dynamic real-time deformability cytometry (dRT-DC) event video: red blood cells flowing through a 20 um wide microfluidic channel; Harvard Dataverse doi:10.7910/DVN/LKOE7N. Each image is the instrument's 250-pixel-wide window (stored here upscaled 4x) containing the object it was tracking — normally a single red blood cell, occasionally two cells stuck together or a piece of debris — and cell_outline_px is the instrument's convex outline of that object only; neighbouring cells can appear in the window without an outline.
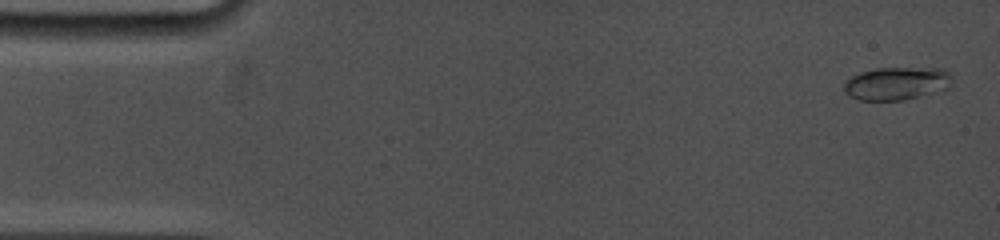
{"species": "common noctule bat (a hibernating species)", "species_latin": "Nyctalus noctula", "temperature_condition": "cold", "stored_images_in_passage": 39, "camera_frame_rate_fps": 5000, "um_per_image_px": 0.085, "animal": {"sex": "female", "body_mass_g": 19.0, "forearm_length_mm": 53.3}, "frame": {"image": 1, "passage_image": 1, "time_ms": 0.0, "image_size_px": [1000, 240], "cell_outline_px": [[952, 76], [948, 88], [904, 100], [860, 100], [848, 96], [844, 92], [844, 84], [852, 76], [860, 72], [876, 68], [944, 68]], "centroid_in_image_um": [76.2, 7.08], "position_along_channel_um": 8.8, "area_um2": 20.69}}
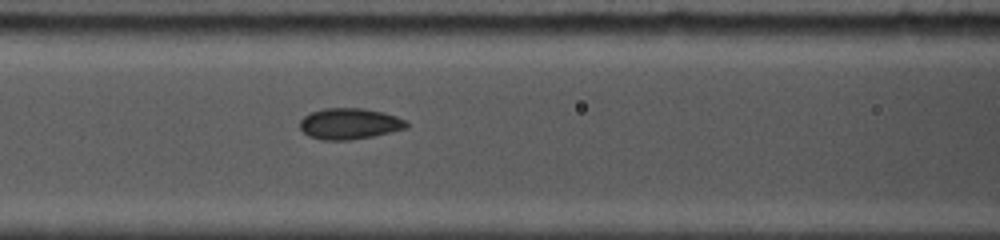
{"frame": {"image": 2, "passage_image": 18, "time_ms": 6.6, "image_size_px": [1000, 240], "cell_outline_px": [[408, 128], [372, 136], [352, 140], [320, 140], [308, 136], [300, 128], [300, 120], [304, 116], [312, 112], [324, 108], [364, 108], [384, 112], [408, 120]], "centroid_in_image_um": [29.72, 10.51], "position_along_channel_um": 136.9, "area_um2": 19.48}}
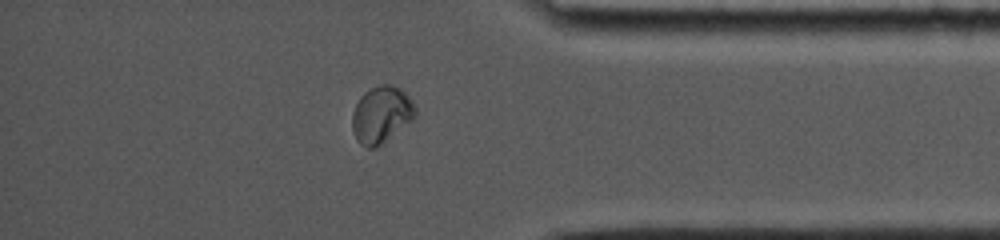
{"frame": {"image": 3, "passage_image": 34, "time_ms": 13.8, "image_size_px": [1000, 240], "cell_outline_px": [[416, 116], [412, 120], [376, 148], [364, 148], [356, 140], [352, 132], [352, 112], [360, 96], [364, 92], [380, 84], [388, 84], [400, 88], [412, 100], [416, 108]], "centroid_in_image_um": [32.39, 9.75], "position_along_channel_um": 402.8, "area_um2": 20.98}}